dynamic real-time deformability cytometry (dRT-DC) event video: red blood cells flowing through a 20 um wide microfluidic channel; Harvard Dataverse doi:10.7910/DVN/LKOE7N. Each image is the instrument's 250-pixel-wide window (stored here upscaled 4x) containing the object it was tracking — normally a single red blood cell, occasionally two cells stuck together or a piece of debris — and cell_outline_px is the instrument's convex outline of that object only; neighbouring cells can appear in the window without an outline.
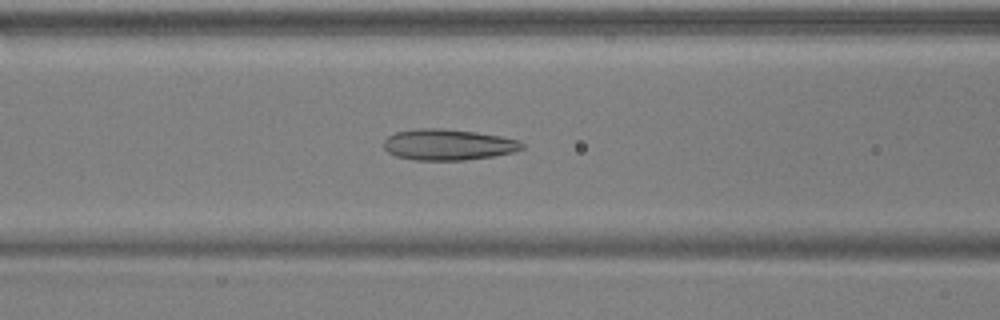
{"species": "common noctule bat (a hibernating species)", "species_latin": "Nyctalus noctula", "temperature_condition": "warm", "stored_images_in_passage": 37, "camera_frame_rate_fps": 3000, "um_per_image_px": 0.085, "animal": {"sex": "male", "body_mass_g": 17.9, "forearm_length_mm": 54.2}, "frame": {"image": 1, "passage_image": 5, "time_ms": 1.333, "image_size_px": [1000, 320], "cell_outline_px": [[524, 148], [512, 152], [496, 156], [464, 160], [416, 160], [396, 156], [388, 152], [384, 148], [384, 140], [388, 136], [396, 132], [416, 128], [444, 128], [476, 132], [500, 136], [516, 140], [524, 144]], "centroid_in_image_um": [38.07, 12.29], "position_along_channel_um": 128.5, "area_um2": 25.03}}
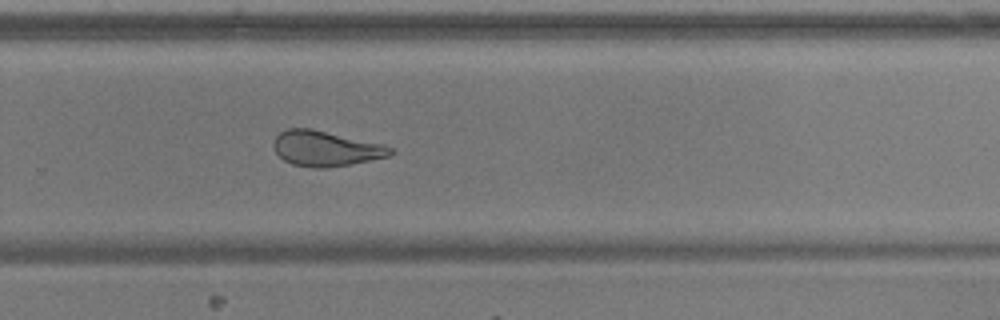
{"frame": {"image": 2, "passage_image": 19, "time_ms": 6.0, "image_size_px": [1000, 320], "cell_outline_px": [[396, 152], [388, 156], [348, 164], [324, 168], [312, 168], [292, 164], [284, 160], [276, 152], [272, 144], [276, 136], [280, 132], [288, 128], [312, 128], [384, 144], [392, 148]], "centroid_in_image_um": [27.67, 12.61], "position_along_channel_um": 302.1, "area_um2": 23.99}}
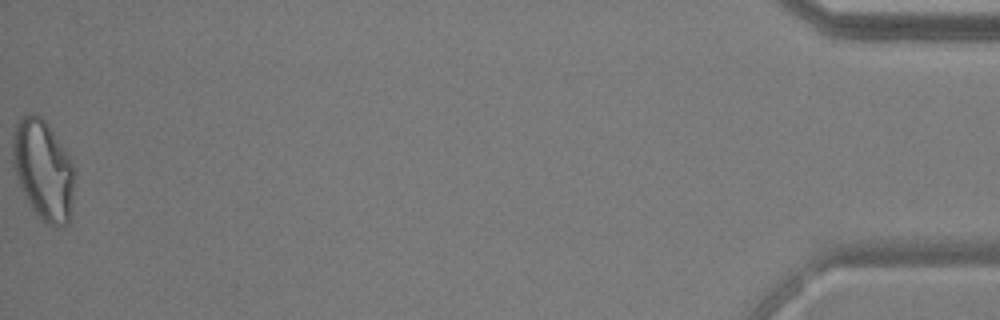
{"frame": {"image": 3, "passage_image": 37, "time_ms": 12.0, "image_size_px": [1000, 320], "cell_outline_px": [[76, 172], [68, 224], [60, 228], [56, 228], [48, 224], [32, 208], [16, 176], [12, 164], [12, 132], [16, 124], [24, 116], [32, 112], [40, 116], [44, 120], [68, 156]], "centroid_in_image_um": [3.67, 14.44], "position_along_channel_um": 431.5, "area_um2": 35.6}}